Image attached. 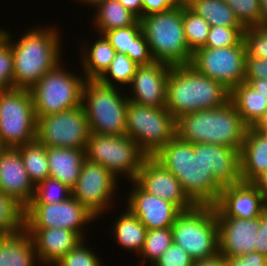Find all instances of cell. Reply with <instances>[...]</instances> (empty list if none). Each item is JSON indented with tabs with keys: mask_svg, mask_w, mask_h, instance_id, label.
<instances>
[{
	"mask_svg": "<svg viewBox=\"0 0 267 266\" xmlns=\"http://www.w3.org/2000/svg\"><path fill=\"white\" fill-rule=\"evenodd\" d=\"M137 67L138 65L126 54L116 53L115 58L110 63L109 68L98 79V81L106 86H116L113 82H119L118 84L120 85L130 84Z\"/></svg>",
	"mask_w": 267,
	"mask_h": 266,
	"instance_id": "d590c367",
	"label": "cell"
},
{
	"mask_svg": "<svg viewBox=\"0 0 267 266\" xmlns=\"http://www.w3.org/2000/svg\"><path fill=\"white\" fill-rule=\"evenodd\" d=\"M184 36L189 49L194 53L204 47L211 25L201 16L192 11L183 1Z\"/></svg>",
	"mask_w": 267,
	"mask_h": 266,
	"instance_id": "e575fe53",
	"label": "cell"
},
{
	"mask_svg": "<svg viewBox=\"0 0 267 266\" xmlns=\"http://www.w3.org/2000/svg\"><path fill=\"white\" fill-rule=\"evenodd\" d=\"M130 182L134 187L129 192L127 208L147 230L172 227L181 210L170 201L144 191L135 181Z\"/></svg>",
	"mask_w": 267,
	"mask_h": 266,
	"instance_id": "ac0fdd59",
	"label": "cell"
},
{
	"mask_svg": "<svg viewBox=\"0 0 267 266\" xmlns=\"http://www.w3.org/2000/svg\"><path fill=\"white\" fill-rule=\"evenodd\" d=\"M194 260L177 244L170 247L152 264V266H193Z\"/></svg>",
	"mask_w": 267,
	"mask_h": 266,
	"instance_id": "ee69618b",
	"label": "cell"
},
{
	"mask_svg": "<svg viewBox=\"0 0 267 266\" xmlns=\"http://www.w3.org/2000/svg\"><path fill=\"white\" fill-rule=\"evenodd\" d=\"M253 128L259 132L267 134V110L263 116L256 122Z\"/></svg>",
	"mask_w": 267,
	"mask_h": 266,
	"instance_id": "11a10c76",
	"label": "cell"
},
{
	"mask_svg": "<svg viewBox=\"0 0 267 266\" xmlns=\"http://www.w3.org/2000/svg\"><path fill=\"white\" fill-rule=\"evenodd\" d=\"M184 3L211 27H244L224 0H184Z\"/></svg>",
	"mask_w": 267,
	"mask_h": 266,
	"instance_id": "1f68e13d",
	"label": "cell"
},
{
	"mask_svg": "<svg viewBox=\"0 0 267 266\" xmlns=\"http://www.w3.org/2000/svg\"><path fill=\"white\" fill-rule=\"evenodd\" d=\"M246 45L244 40L235 46L201 47L193 53L191 64L199 73L221 82L230 91L245 82Z\"/></svg>",
	"mask_w": 267,
	"mask_h": 266,
	"instance_id": "4fadbf2b",
	"label": "cell"
},
{
	"mask_svg": "<svg viewBox=\"0 0 267 266\" xmlns=\"http://www.w3.org/2000/svg\"><path fill=\"white\" fill-rule=\"evenodd\" d=\"M13 51L11 45L0 37V91L13 89Z\"/></svg>",
	"mask_w": 267,
	"mask_h": 266,
	"instance_id": "7bdbcfd3",
	"label": "cell"
},
{
	"mask_svg": "<svg viewBox=\"0 0 267 266\" xmlns=\"http://www.w3.org/2000/svg\"><path fill=\"white\" fill-rule=\"evenodd\" d=\"M23 160L30 180L36 186L49 177L47 147L37 139L16 148Z\"/></svg>",
	"mask_w": 267,
	"mask_h": 266,
	"instance_id": "d6a6232c",
	"label": "cell"
},
{
	"mask_svg": "<svg viewBox=\"0 0 267 266\" xmlns=\"http://www.w3.org/2000/svg\"><path fill=\"white\" fill-rule=\"evenodd\" d=\"M6 149L7 147L3 144L2 140L0 139V156Z\"/></svg>",
	"mask_w": 267,
	"mask_h": 266,
	"instance_id": "6f0895ef",
	"label": "cell"
},
{
	"mask_svg": "<svg viewBox=\"0 0 267 266\" xmlns=\"http://www.w3.org/2000/svg\"><path fill=\"white\" fill-rule=\"evenodd\" d=\"M153 158L179 180L195 205L217 203L223 188L202 162V143H189L176 135Z\"/></svg>",
	"mask_w": 267,
	"mask_h": 266,
	"instance_id": "6da1fadb",
	"label": "cell"
},
{
	"mask_svg": "<svg viewBox=\"0 0 267 266\" xmlns=\"http://www.w3.org/2000/svg\"><path fill=\"white\" fill-rule=\"evenodd\" d=\"M256 91L267 96V79H245Z\"/></svg>",
	"mask_w": 267,
	"mask_h": 266,
	"instance_id": "f5cc1de1",
	"label": "cell"
},
{
	"mask_svg": "<svg viewBox=\"0 0 267 266\" xmlns=\"http://www.w3.org/2000/svg\"><path fill=\"white\" fill-rule=\"evenodd\" d=\"M245 27L212 26L204 47L221 48L239 45L244 40Z\"/></svg>",
	"mask_w": 267,
	"mask_h": 266,
	"instance_id": "f35d334b",
	"label": "cell"
},
{
	"mask_svg": "<svg viewBox=\"0 0 267 266\" xmlns=\"http://www.w3.org/2000/svg\"><path fill=\"white\" fill-rule=\"evenodd\" d=\"M116 86L98 80H86L82 93L90 133L125 135L128 97L120 95Z\"/></svg>",
	"mask_w": 267,
	"mask_h": 266,
	"instance_id": "52a82bcc",
	"label": "cell"
},
{
	"mask_svg": "<svg viewBox=\"0 0 267 266\" xmlns=\"http://www.w3.org/2000/svg\"><path fill=\"white\" fill-rule=\"evenodd\" d=\"M118 177L100 164L85 159L72 196L96 218L104 213L112 202Z\"/></svg>",
	"mask_w": 267,
	"mask_h": 266,
	"instance_id": "9a60e30c",
	"label": "cell"
},
{
	"mask_svg": "<svg viewBox=\"0 0 267 266\" xmlns=\"http://www.w3.org/2000/svg\"><path fill=\"white\" fill-rule=\"evenodd\" d=\"M36 259L33 239L25 229L14 235L0 236V266H34Z\"/></svg>",
	"mask_w": 267,
	"mask_h": 266,
	"instance_id": "4316f807",
	"label": "cell"
},
{
	"mask_svg": "<svg viewBox=\"0 0 267 266\" xmlns=\"http://www.w3.org/2000/svg\"><path fill=\"white\" fill-rule=\"evenodd\" d=\"M71 196V188L59 180L48 177L35 186V194L29 204L60 203Z\"/></svg>",
	"mask_w": 267,
	"mask_h": 266,
	"instance_id": "8d00e7d4",
	"label": "cell"
},
{
	"mask_svg": "<svg viewBox=\"0 0 267 266\" xmlns=\"http://www.w3.org/2000/svg\"><path fill=\"white\" fill-rule=\"evenodd\" d=\"M93 219L97 218L71 196L60 203L28 204L24 211V228H63L76 232L83 239V225Z\"/></svg>",
	"mask_w": 267,
	"mask_h": 266,
	"instance_id": "5bb4252c",
	"label": "cell"
},
{
	"mask_svg": "<svg viewBox=\"0 0 267 266\" xmlns=\"http://www.w3.org/2000/svg\"><path fill=\"white\" fill-rule=\"evenodd\" d=\"M267 208L262 194L252 183L223 187L214 205L216 217L254 219Z\"/></svg>",
	"mask_w": 267,
	"mask_h": 266,
	"instance_id": "ffe728a7",
	"label": "cell"
},
{
	"mask_svg": "<svg viewBox=\"0 0 267 266\" xmlns=\"http://www.w3.org/2000/svg\"><path fill=\"white\" fill-rule=\"evenodd\" d=\"M127 10L142 18V1L141 0H118Z\"/></svg>",
	"mask_w": 267,
	"mask_h": 266,
	"instance_id": "f907efd6",
	"label": "cell"
},
{
	"mask_svg": "<svg viewBox=\"0 0 267 266\" xmlns=\"http://www.w3.org/2000/svg\"><path fill=\"white\" fill-rule=\"evenodd\" d=\"M193 266H226L224 256L220 253L203 260L194 261Z\"/></svg>",
	"mask_w": 267,
	"mask_h": 266,
	"instance_id": "681fc988",
	"label": "cell"
},
{
	"mask_svg": "<svg viewBox=\"0 0 267 266\" xmlns=\"http://www.w3.org/2000/svg\"><path fill=\"white\" fill-rule=\"evenodd\" d=\"M202 162L222 188L242 182L239 150L202 143Z\"/></svg>",
	"mask_w": 267,
	"mask_h": 266,
	"instance_id": "603a6c76",
	"label": "cell"
},
{
	"mask_svg": "<svg viewBox=\"0 0 267 266\" xmlns=\"http://www.w3.org/2000/svg\"><path fill=\"white\" fill-rule=\"evenodd\" d=\"M229 101V89L199 73L192 65L170 68L166 108L175 120L199 110L220 108Z\"/></svg>",
	"mask_w": 267,
	"mask_h": 266,
	"instance_id": "3957f363",
	"label": "cell"
},
{
	"mask_svg": "<svg viewBox=\"0 0 267 266\" xmlns=\"http://www.w3.org/2000/svg\"><path fill=\"white\" fill-rule=\"evenodd\" d=\"M46 28V29H45ZM35 28L17 42L3 30L2 37L13 51V88L30 89L41 77L61 63V39L57 28Z\"/></svg>",
	"mask_w": 267,
	"mask_h": 266,
	"instance_id": "7a4b0ae2",
	"label": "cell"
},
{
	"mask_svg": "<svg viewBox=\"0 0 267 266\" xmlns=\"http://www.w3.org/2000/svg\"><path fill=\"white\" fill-rule=\"evenodd\" d=\"M230 101L248 127H253L267 110V96L260 94L247 82L240 83L230 91Z\"/></svg>",
	"mask_w": 267,
	"mask_h": 266,
	"instance_id": "83f0119b",
	"label": "cell"
},
{
	"mask_svg": "<svg viewBox=\"0 0 267 266\" xmlns=\"http://www.w3.org/2000/svg\"><path fill=\"white\" fill-rule=\"evenodd\" d=\"M32 237L38 259L42 264L54 266L83 239L63 228H24Z\"/></svg>",
	"mask_w": 267,
	"mask_h": 266,
	"instance_id": "7402d4cb",
	"label": "cell"
},
{
	"mask_svg": "<svg viewBox=\"0 0 267 266\" xmlns=\"http://www.w3.org/2000/svg\"><path fill=\"white\" fill-rule=\"evenodd\" d=\"M218 252L224 257H236L254 252L260 217L243 219L217 217Z\"/></svg>",
	"mask_w": 267,
	"mask_h": 266,
	"instance_id": "d6986e66",
	"label": "cell"
},
{
	"mask_svg": "<svg viewBox=\"0 0 267 266\" xmlns=\"http://www.w3.org/2000/svg\"><path fill=\"white\" fill-rule=\"evenodd\" d=\"M104 35L117 53L126 54L138 66L154 62L149 44L142 33L140 21L125 28L106 31Z\"/></svg>",
	"mask_w": 267,
	"mask_h": 266,
	"instance_id": "cb8c5ba5",
	"label": "cell"
},
{
	"mask_svg": "<svg viewBox=\"0 0 267 266\" xmlns=\"http://www.w3.org/2000/svg\"><path fill=\"white\" fill-rule=\"evenodd\" d=\"M84 239L57 261L55 266H102L101 261L89 247L84 246Z\"/></svg>",
	"mask_w": 267,
	"mask_h": 266,
	"instance_id": "60d3db41",
	"label": "cell"
},
{
	"mask_svg": "<svg viewBox=\"0 0 267 266\" xmlns=\"http://www.w3.org/2000/svg\"><path fill=\"white\" fill-rule=\"evenodd\" d=\"M0 191L13 197L24 208L34 197L35 185L16 148H7L0 156Z\"/></svg>",
	"mask_w": 267,
	"mask_h": 266,
	"instance_id": "44dd1931",
	"label": "cell"
},
{
	"mask_svg": "<svg viewBox=\"0 0 267 266\" xmlns=\"http://www.w3.org/2000/svg\"><path fill=\"white\" fill-rule=\"evenodd\" d=\"M139 21L154 61L171 66L191 64L193 52L184 36L183 2L174 9L144 16Z\"/></svg>",
	"mask_w": 267,
	"mask_h": 266,
	"instance_id": "5b68a950",
	"label": "cell"
},
{
	"mask_svg": "<svg viewBox=\"0 0 267 266\" xmlns=\"http://www.w3.org/2000/svg\"><path fill=\"white\" fill-rule=\"evenodd\" d=\"M260 24L259 27L267 28V0H260Z\"/></svg>",
	"mask_w": 267,
	"mask_h": 266,
	"instance_id": "db71d44e",
	"label": "cell"
},
{
	"mask_svg": "<svg viewBox=\"0 0 267 266\" xmlns=\"http://www.w3.org/2000/svg\"><path fill=\"white\" fill-rule=\"evenodd\" d=\"M25 208L13 197L0 191V236L17 234L24 230Z\"/></svg>",
	"mask_w": 267,
	"mask_h": 266,
	"instance_id": "836d02e7",
	"label": "cell"
},
{
	"mask_svg": "<svg viewBox=\"0 0 267 266\" xmlns=\"http://www.w3.org/2000/svg\"><path fill=\"white\" fill-rule=\"evenodd\" d=\"M125 135L153 157L176 136V120L167 108H155L128 101Z\"/></svg>",
	"mask_w": 267,
	"mask_h": 266,
	"instance_id": "ba28073f",
	"label": "cell"
},
{
	"mask_svg": "<svg viewBox=\"0 0 267 266\" xmlns=\"http://www.w3.org/2000/svg\"><path fill=\"white\" fill-rule=\"evenodd\" d=\"M95 8V28L99 34L135 25L139 18L127 10L118 0H104Z\"/></svg>",
	"mask_w": 267,
	"mask_h": 266,
	"instance_id": "f546056e",
	"label": "cell"
},
{
	"mask_svg": "<svg viewBox=\"0 0 267 266\" xmlns=\"http://www.w3.org/2000/svg\"><path fill=\"white\" fill-rule=\"evenodd\" d=\"M144 191L175 204L181 211L195 206L179 180L153 157H147L134 180Z\"/></svg>",
	"mask_w": 267,
	"mask_h": 266,
	"instance_id": "2e32d148",
	"label": "cell"
},
{
	"mask_svg": "<svg viewBox=\"0 0 267 266\" xmlns=\"http://www.w3.org/2000/svg\"><path fill=\"white\" fill-rule=\"evenodd\" d=\"M241 180L252 183L267 171V134L248 127L240 151Z\"/></svg>",
	"mask_w": 267,
	"mask_h": 266,
	"instance_id": "d4e9b609",
	"label": "cell"
},
{
	"mask_svg": "<svg viewBox=\"0 0 267 266\" xmlns=\"http://www.w3.org/2000/svg\"><path fill=\"white\" fill-rule=\"evenodd\" d=\"M37 119L29 89L0 91V139L17 148L36 139Z\"/></svg>",
	"mask_w": 267,
	"mask_h": 266,
	"instance_id": "8fae6325",
	"label": "cell"
},
{
	"mask_svg": "<svg viewBox=\"0 0 267 266\" xmlns=\"http://www.w3.org/2000/svg\"><path fill=\"white\" fill-rule=\"evenodd\" d=\"M172 242L171 227L148 230L140 256L144 260L150 259L152 265L170 247Z\"/></svg>",
	"mask_w": 267,
	"mask_h": 266,
	"instance_id": "74e56055",
	"label": "cell"
},
{
	"mask_svg": "<svg viewBox=\"0 0 267 266\" xmlns=\"http://www.w3.org/2000/svg\"><path fill=\"white\" fill-rule=\"evenodd\" d=\"M171 67L167 63L158 61L138 66L130 83L133 96L128 97V100L150 107L165 108Z\"/></svg>",
	"mask_w": 267,
	"mask_h": 266,
	"instance_id": "e0dca14e",
	"label": "cell"
},
{
	"mask_svg": "<svg viewBox=\"0 0 267 266\" xmlns=\"http://www.w3.org/2000/svg\"><path fill=\"white\" fill-rule=\"evenodd\" d=\"M88 161L105 167L115 177L125 175L134 181L148 157L139 145L126 135L90 133L85 149ZM131 179V180H130Z\"/></svg>",
	"mask_w": 267,
	"mask_h": 266,
	"instance_id": "30bf717a",
	"label": "cell"
},
{
	"mask_svg": "<svg viewBox=\"0 0 267 266\" xmlns=\"http://www.w3.org/2000/svg\"><path fill=\"white\" fill-rule=\"evenodd\" d=\"M224 2L233 10L245 28L259 26L260 0H224Z\"/></svg>",
	"mask_w": 267,
	"mask_h": 266,
	"instance_id": "ab89813d",
	"label": "cell"
},
{
	"mask_svg": "<svg viewBox=\"0 0 267 266\" xmlns=\"http://www.w3.org/2000/svg\"><path fill=\"white\" fill-rule=\"evenodd\" d=\"M126 210L115 222L113 229L115 240L122 248L139 254L148 230L128 208Z\"/></svg>",
	"mask_w": 267,
	"mask_h": 266,
	"instance_id": "4dcf8cb0",
	"label": "cell"
},
{
	"mask_svg": "<svg viewBox=\"0 0 267 266\" xmlns=\"http://www.w3.org/2000/svg\"><path fill=\"white\" fill-rule=\"evenodd\" d=\"M244 42L249 56L267 59V28L247 27L244 31Z\"/></svg>",
	"mask_w": 267,
	"mask_h": 266,
	"instance_id": "b9f144b4",
	"label": "cell"
},
{
	"mask_svg": "<svg viewBox=\"0 0 267 266\" xmlns=\"http://www.w3.org/2000/svg\"><path fill=\"white\" fill-rule=\"evenodd\" d=\"M248 126L231 101L216 109L185 114L176 120V135L189 143L218 144L241 151Z\"/></svg>",
	"mask_w": 267,
	"mask_h": 266,
	"instance_id": "277c9868",
	"label": "cell"
},
{
	"mask_svg": "<svg viewBox=\"0 0 267 266\" xmlns=\"http://www.w3.org/2000/svg\"><path fill=\"white\" fill-rule=\"evenodd\" d=\"M3 30L0 29V37L2 36Z\"/></svg>",
	"mask_w": 267,
	"mask_h": 266,
	"instance_id": "680465c9",
	"label": "cell"
},
{
	"mask_svg": "<svg viewBox=\"0 0 267 266\" xmlns=\"http://www.w3.org/2000/svg\"><path fill=\"white\" fill-rule=\"evenodd\" d=\"M99 35L101 38L96 39L90 49L87 47L81 51L83 55L81 63L86 80H98L109 68L117 53L105 35Z\"/></svg>",
	"mask_w": 267,
	"mask_h": 266,
	"instance_id": "f1b7e54d",
	"label": "cell"
},
{
	"mask_svg": "<svg viewBox=\"0 0 267 266\" xmlns=\"http://www.w3.org/2000/svg\"><path fill=\"white\" fill-rule=\"evenodd\" d=\"M79 1H81V0H79ZM82 1L86 2L88 4H91V6L93 5L96 7L98 4H100L104 0H82Z\"/></svg>",
	"mask_w": 267,
	"mask_h": 266,
	"instance_id": "9f6ffc18",
	"label": "cell"
},
{
	"mask_svg": "<svg viewBox=\"0 0 267 266\" xmlns=\"http://www.w3.org/2000/svg\"><path fill=\"white\" fill-rule=\"evenodd\" d=\"M61 65L59 63L45 73L29 89L36 117L60 113L82 105V93L86 79L73 74V72L65 71Z\"/></svg>",
	"mask_w": 267,
	"mask_h": 266,
	"instance_id": "9c48e42d",
	"label": "cell"
},
{
	"mask_svg": "<svg viewBox=\"0 0 267 266\" xmlns=\"http://www.w3.org/2000/svg\"><path fill=\"white\" fill-rule=\"evenodd\" d=\"M254 251L267 257V208L260 215V230L257 233Z\"/></svg>",
	"mask_w": 267,
	"mask_h": 266,
	"instance_id": "c3c4849f",
	"label": "cell"
},
{
	"mask_svg": "<svg viewBox=\"0 0 267 266\" xmlns=\"http://www.w3.org/2000/svg\"><path fill=\"white\" fill-rule=\"evenodd\" d=\"M49 177L73 188L86 159L85 149L47 147Z\"/></svg>",
	"mask_w": 267,
	"mask_h": 266,
	"instance_id": "484cf974",
	"label": "cell"
},
{
	"mask_svg": "<svg viewBox=\"0 0 267 266\" xmlns=\"http://www.w3.org/2000/svg\"><path fill=\"white\" fill-rule=\"evenodd\" d=\"M226 266H267V257L258 252H250L236 257H224Z\"/></svg>",
	"mask_w": 267,
	"mask_h": 266,
	"instance_id": "f6af8a7d",
	"label": "cell"
},
{
	"mask_svg": "<svg viewBox=\"0 0 267 266\" xmlns=\"http://www.w3.org/2000/svg\"><path fill=\"white\" fill-rule=\"evenodd\" d=\"M173 242L184 249L194 261L218 252V223L214 206L195 205L181 211L172 227Z\"/></svg>",
	"mask_w": 267,
	"mask_h": 266,
	"instance_id": "8992f818",
	"label": "cell"
},
{
	"mask_svg": "<svg viewBox=\"0 0 267 266\" xmlns=\"http://www.w3.org/2000/svg\"><path fill=\"white\" fill-rule=\"evenodd\" d=\"M142 17L178 7L184 0H141Z\"/></svg>",
	"mask_w": 267,
	"mask_h": 266,
	"instance_id": "bcb514c9",
	"label": "cell"
},
{
	"mask_svg": "<svg viewBox=\"0 0 267 266\" xmlns=\"http://www.w3.org/2000/svg\"><path fill=\"white\" fill-rule=\"evenodd\" d=\"M245 79H267V59L246 55Z\"/></svg>",
	"mask_w": 267,
	"mask_h": 266,
	"instance_id": "7dc6e473",
	"label": "cell"
},
{
	"mask_svg": "<svg viewBox=\"0 0 267 266\" xmlns=\"http://www.w3.org/2000/svg\"><path fill=\"white\" fill-rule=\"evenodd\" d=\"M252 184L262 194L265 204L267 205V171L258 176Z\"/></svg>",
	"mask_w": 267,
	"mask_h": 266,
	"instance_id": "816d5d0a",
	"label": "cell"
},
{
	"mask_svg": "<svg viewBox=\"0 0 267 266\" xmlns=\"http://www.w3.org/2000/svg\"><path fill=\"white\" fill-rule=\"evenodd\" d=\"M36 119V139L46 147L86 149L90 130L82 105Z\"/></svg>",
	"mask_w": 267,
	"mask_h": 266,
	"instance_id": "7c38bea8",
	"label": "cell"
}]
</instances>
